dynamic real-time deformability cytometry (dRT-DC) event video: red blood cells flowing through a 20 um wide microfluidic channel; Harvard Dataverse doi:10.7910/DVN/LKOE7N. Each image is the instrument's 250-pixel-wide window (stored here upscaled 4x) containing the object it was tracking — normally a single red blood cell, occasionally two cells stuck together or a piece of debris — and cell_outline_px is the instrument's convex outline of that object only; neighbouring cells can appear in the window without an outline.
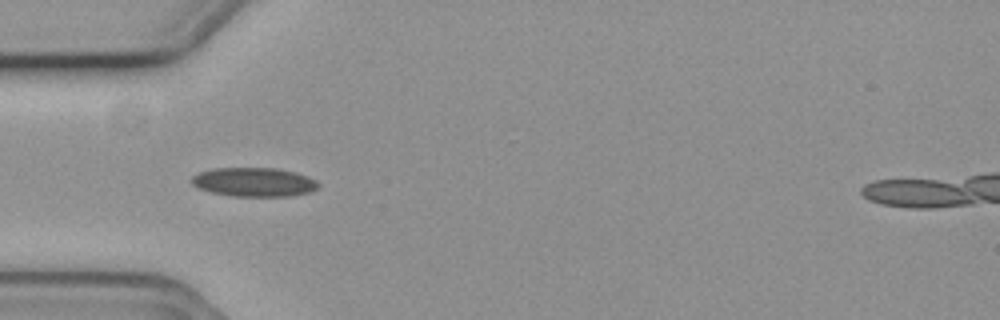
{"species": "common noctule bat (a hibernating species)", "species_latin": "Nyctalus noctula", "temperature_condition": "cold", "stored_images_in_passage": 39, "camera_frame_rate_fps": 3000, "um_per_image_px": 0.085, "animal": {"sex": "female", "body_mass_g": 19.3, "forearm_length_mm": 54.1}, "frame": {"image": 1, "passage_image": 1, "time_ms": 0.0, "image_size_px": [1000, 320], "cell_outline_px": [[320, 184], [316, 188], [308, 192], [292, 196], [232, 196], [212, 192], [200, 188], [192, 184], [188, 180], [192, 176], [200, 172], [212, 168], [276, 168], [296, 172], [308, 176], [316, 180]], "centroid_in_image_um": [21.58, 15.47], "position_along_channel_um": 63.4, "area_um2": 21.44}}
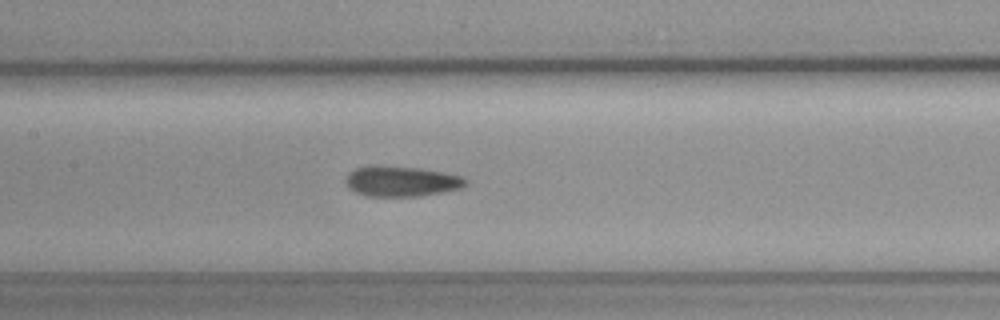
{"frame": {"image": 2, "passage_image": 10, "time_ms": 3.0, "image_size_px": [1000, 320], "cell_outline_px": [[468, 184], [460, 188], [444, 192], [416, 196], [368, 196], [356, 192], [348, 188], [344, 180], [348, 172], [356, 168], [372, 164], [376, 164], [420, 168], [444, 172], [460, 176], [468, 180]], "centroid_in_image_um": [34.08, 15.39], "position_along_channel_um": 173.3, "area_um2": 21.56}}
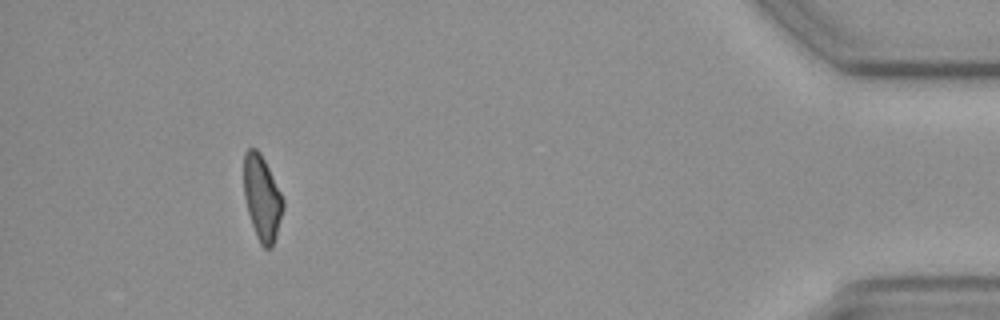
{"frame": {"image": 3, "passage_image": 35, "time_ms": 11.333, "image_size_px": [1000, 320], "cell_outline_px": [[284, 208], [276, 236], [272, 248], [264, 248], [260, 244], [256, 236], [248, 212], [244, 196], [244, 152], [248, 148], [256, 148], [260, 152], [284, 200]], "centroid_in_image_um": [22.27, 16.84], "position_along_channel_um": 412.9, "area_um2": 19.31}, "authors_computed_cell_mechanics": {"area_um2": 20.808, "velocity_mm_per_s": 3.7045, "shape_relaxation_time_tau1_ms": 7.0407, "shape_relaxation_time_tau2_ms": 7.5742, "deformation_change_tau1": 0.1105, "deformation_change_tau2": 0.1321}}